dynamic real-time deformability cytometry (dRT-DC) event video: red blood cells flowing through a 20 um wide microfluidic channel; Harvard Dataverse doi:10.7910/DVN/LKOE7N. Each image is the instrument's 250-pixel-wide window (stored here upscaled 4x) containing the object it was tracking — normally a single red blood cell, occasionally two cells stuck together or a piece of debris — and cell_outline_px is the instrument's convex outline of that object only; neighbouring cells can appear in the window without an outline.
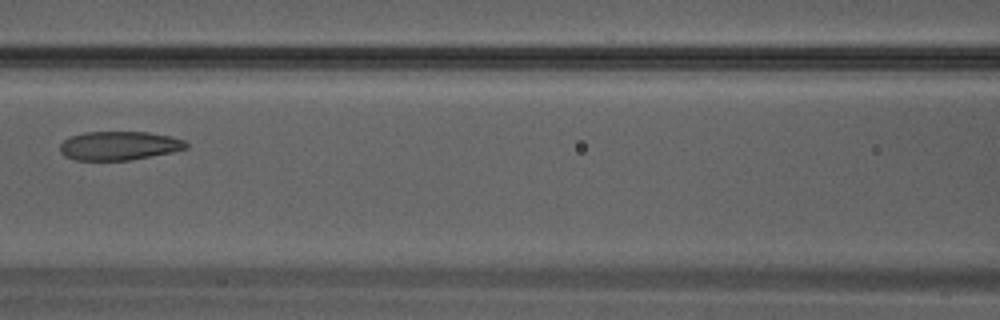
{"species": "Egyptian fruit bat (a non-hibernating species)", "species_latin": "Rousettus aegyptiacus", "temperature_condition": "warm", "stored_images_in_passage": 33, "camera_frame_rate_fps": 3000, "um_per_image_px": 0.085, "animal": {"sex": "male"}, "frame": {"image": 1, "passage_image": 15, "time_ms": 4.667, "image_size_px": [1000, 320], "cell_outline_px": [[188, 148], [172, 152], [128, 160], [76, 160], [64, 156], [60, 152], [60, 144], [64, 140], [72, 136], [84, 132], [148, 132], [168, 136], [184, 140], [188, 144]], "centroid_in_image_um": [10.11, 12.38], "position_along_channel_um": 156.5, "area_um2": 21.04}}
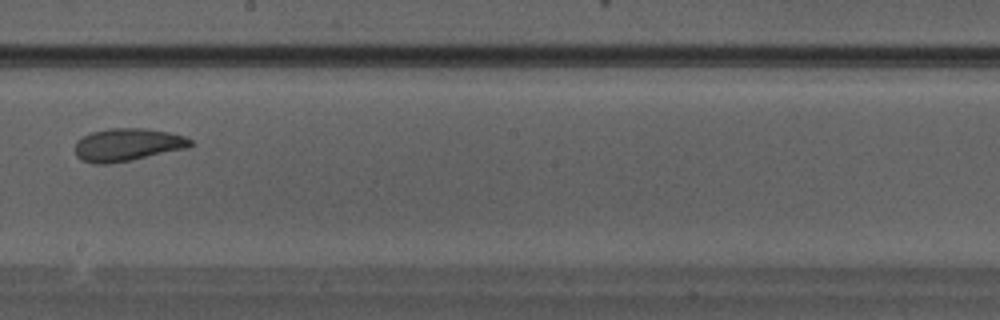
{"frame": {"image": 2, "passage_image": 19, "time_ms": 6.0, "image_size_px": [1000, 320], "cell_outline_px": [[196, 144], [188, 148], [132, 160], [108, 164], [92, 164], [80, 160], [76, 156], [76, 140], [92, 132], [108, 128], [148, 128], [168, 132], [184, 136], [192, 140]], "centroid_in_image_um": [10.85, 12.31], "position_along_channel_um": 237.3, "area_um2": 22.31}}